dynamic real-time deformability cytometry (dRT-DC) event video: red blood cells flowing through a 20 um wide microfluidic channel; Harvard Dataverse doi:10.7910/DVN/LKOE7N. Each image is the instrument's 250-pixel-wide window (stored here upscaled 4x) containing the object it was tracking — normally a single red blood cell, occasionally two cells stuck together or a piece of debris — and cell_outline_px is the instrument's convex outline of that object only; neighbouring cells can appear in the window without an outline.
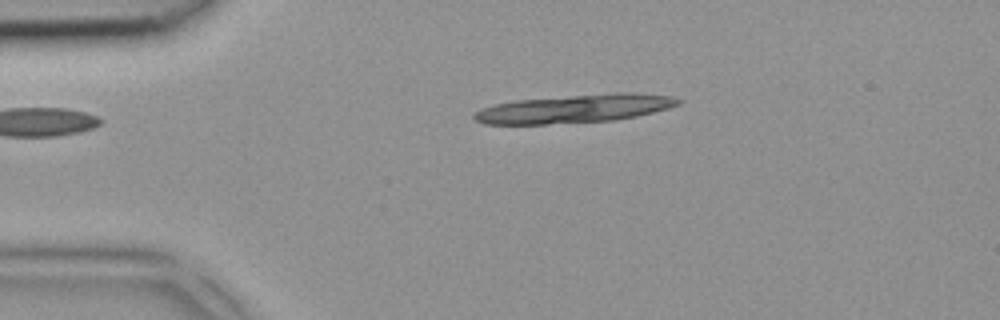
{"species": "common noctule bat (a hibernating species)", "species_latin": "Nyctalus noctula", "temperature_condition": "room temperature", "stored_images_in_passage": 3, "camera_frame_rate_fps": 3000, "um_per_image_px": 0.085, "animal": {"sex": "female", "body_mass_g": 18.4}, "frame": {"image": 1, "passage_image": 1, "time_ms": 0.0, "image_size_px": [1000, 320], "cell_outline_px": [[684, 100], [680, 104], [668, 108], [636, 116], [616, 120], [544, 124], [484, 124], [476, 120], [472, 116], [476, 112], [484, 108], [496, 104], [512, 100], [616, 92], [636, 92], [672, 96]], "centroid_in_image_um": [48.89, 9.22], "position_along_channel_um": 36.1, "area_um2": 33.76}}